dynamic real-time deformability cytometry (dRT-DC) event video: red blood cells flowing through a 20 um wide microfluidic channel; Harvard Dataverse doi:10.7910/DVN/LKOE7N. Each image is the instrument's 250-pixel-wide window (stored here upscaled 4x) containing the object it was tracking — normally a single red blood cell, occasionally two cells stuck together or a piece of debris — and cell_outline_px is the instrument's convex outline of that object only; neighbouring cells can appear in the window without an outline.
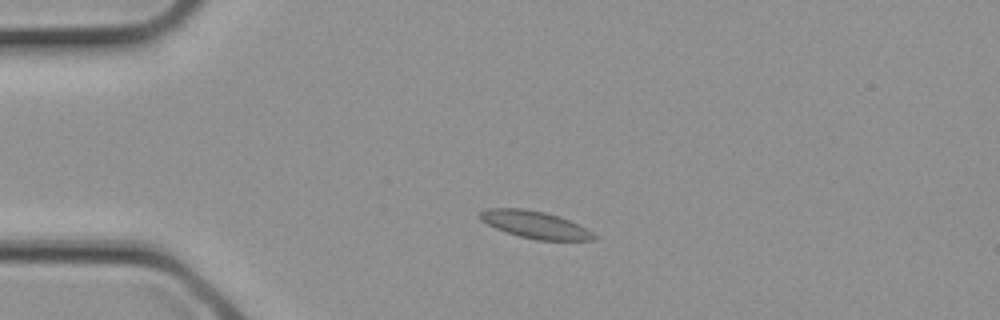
{"species": "common noctule bat (a hibernating species)", "species_latin": "Nyctalus noctula", "temperature_condition": "cold", "stored_images_in_passage": 2, "camera_frame_rate_fps": 3000, "um_per_image_px": 0.085, "animal": {"sex": "female", "body_mass_g": 21.9}, "frame": {"image": 1, "passage_image": 1, "time_ms": 0.0, "image_size_px": [1000, 320], "cell_outline_px": [[596, 240], [536, 240], [504, 232], [480, 220], [480, 212], [488, 208], [524, 208], [544, 212], [568, 220], [592, 232], [596, 236]], "centroid_in_image_um": [45.44, 19.1], "position_along_channel_um": 39.6, "area_um2": 17.8}}
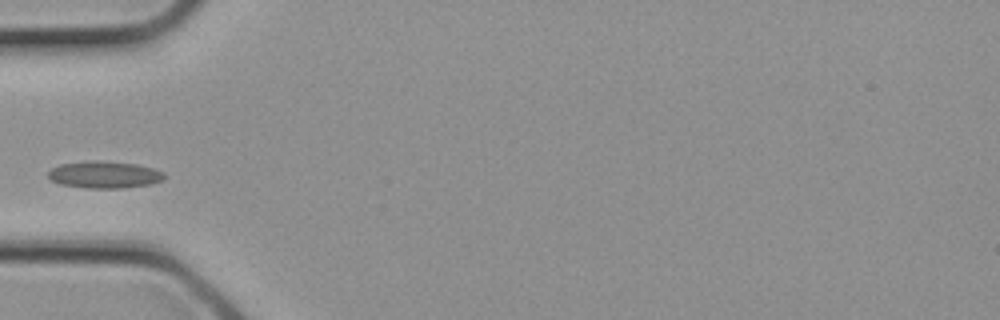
{"frame": {"image": 2, "passage_image": 2, "time_ms": 0.333, "image_size_px": [1000, 320], "cell_outline_px": [[164, 180], [152, 184], [120, 188], [88, 188], [60, 184], [52, 180], [48, 176], [48, 172], [52, 168], [60, 164], [136, 164], [152, 168], [164, 172]], "centroid_in_image_um": [8.93, 14.91], "position_along_channel_um": 76.1, "area_um2": 17.05}}